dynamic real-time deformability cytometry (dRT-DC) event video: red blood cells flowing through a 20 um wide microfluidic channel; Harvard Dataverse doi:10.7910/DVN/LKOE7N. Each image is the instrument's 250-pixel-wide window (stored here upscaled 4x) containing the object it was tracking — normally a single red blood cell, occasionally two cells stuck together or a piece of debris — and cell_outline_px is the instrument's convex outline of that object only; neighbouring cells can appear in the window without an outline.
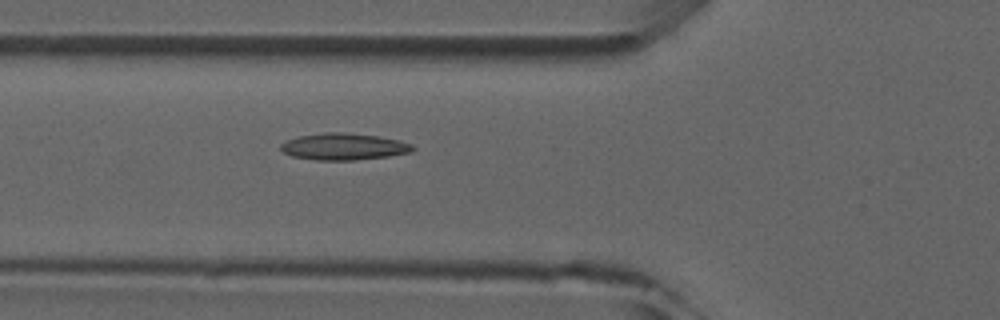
{"species": "common noctule bat (a hibernating species)", "species_latin": "Nyctalus noctula", "temperature_condition": "room temperature", "stored_images_in_passage": 3, "camera_frame_rate_fps": 3000, "um_per_image_px": 0.085, "animal": {"sex": "male", "forearm_length_mm": 52.5}, "frame": {"image": 1, "passage_image": 3, "time_ms": 3.333, "image_size_px": [1000, 320], "cell_outline_px": [[416, 148], [412, 152], [388, 156], [356, 160], [316, 160], [292, 156], [284, 152], [280, 148], [280, 144], [288, 140], [300, 136], [324, 132], [344, 132], [380, 136], [400, 140], [412, 144]], "centroid_in_image_um": [29.26, 12.46], "position_along_channel_um": 96.5, "area_um2": 20.63}}